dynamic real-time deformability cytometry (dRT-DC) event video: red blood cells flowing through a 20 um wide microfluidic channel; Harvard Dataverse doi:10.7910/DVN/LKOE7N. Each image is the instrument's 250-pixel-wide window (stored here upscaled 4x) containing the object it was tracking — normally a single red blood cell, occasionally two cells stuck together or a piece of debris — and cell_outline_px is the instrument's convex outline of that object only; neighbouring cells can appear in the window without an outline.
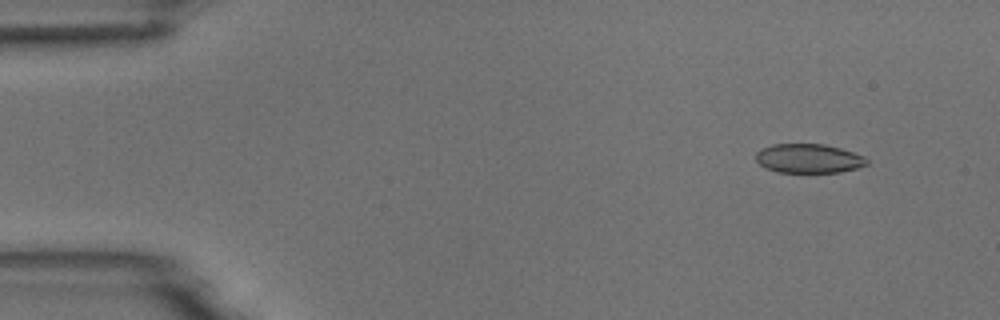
{"species": "common noctule bat (a hibernating species)", "species_latin": "Nyctalus noctula", "temperature_condition": "room temperature", "stored_images_in_passage": 4, "camera_frame_rate_fps": 3000, "um_per_image_px": 0.085, "animal": {"sex": "male", "body_mass_g": 18.8}, "frame": {"image": 1, "passage_image": 1, "time_ms": 0.0, "image_size_px": [1000, 320], "cell_outline_px": [[868, 164], [856, 168], [840, 172], [776, 172], [764, 168], [756, 160], [756, 152], [760, 148], [772, 144], [824, 144], [840, 148], [864, 156], [868, 160]], "centroid_in_image_um": [68.7, 13.47], "position_along_channel_um": 16.3, "area_um2": 18.9}}
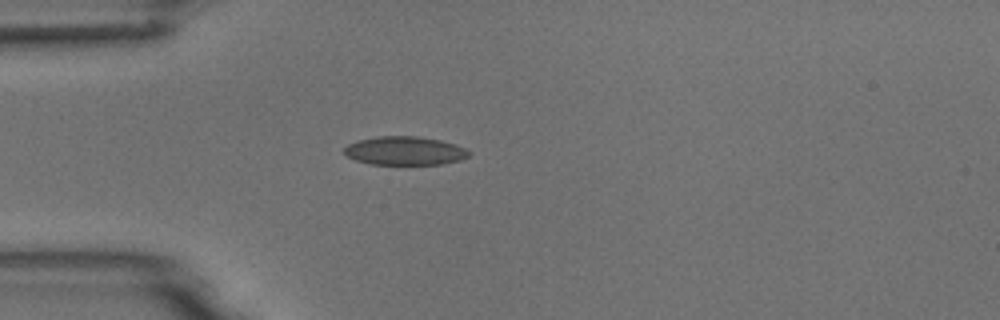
{"frame": {"image": 2, "passage_image": 4, "time_ms": 3.333, "image_size_px": [1000, 320], "cell_outline_px": [[472, 152], [468, 156], [460, 160], [444, 164], [372, 164], [356, 160], [348, 156], [344, 152], [344, 148], [348, 144], [360, 140], [376, 136], [416, 136], [440, 140], [456, 144]], "centroid_in_image_um": [34.44, 12.81], "position_along_channel_um": 50.6, "area_um2": 20.69}}